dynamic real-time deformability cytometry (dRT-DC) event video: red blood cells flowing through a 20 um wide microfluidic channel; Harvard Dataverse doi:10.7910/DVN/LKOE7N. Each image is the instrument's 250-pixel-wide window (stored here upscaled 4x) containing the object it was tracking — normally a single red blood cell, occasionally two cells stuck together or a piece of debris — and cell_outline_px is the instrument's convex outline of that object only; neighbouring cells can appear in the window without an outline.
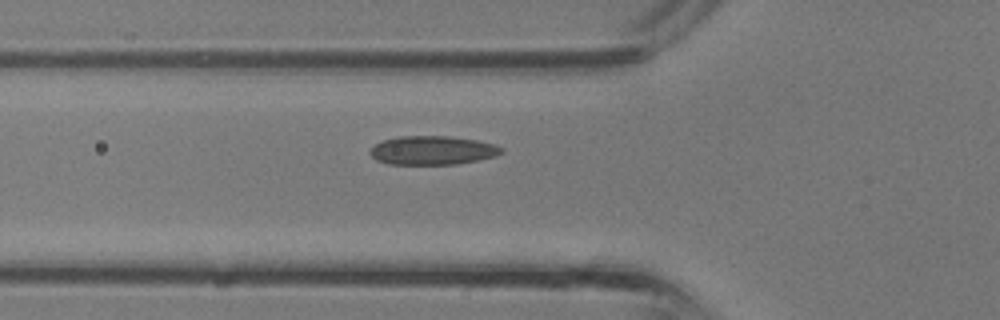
{"species": "common noctule bat (a hibernating species)", "species_latin": "Nyctalus noctula", "temperature_condition": "room temperature", "stored_images_in_passage": 25, "camera_frame_rate_fps": 3000, "um_per_image_px": 0.085, "animal": {"sex": "male", "body_mass_g": 13.3}, "frame": {"image": 1, "passage_image": 4, "time_ms": 1.0, "image_size_px": [1000, 320], "cell_outline_px": [[504, 152], [496, 156], [456, 164], [388, 164], [376, 160], [368, 152], [376, 144], [384, 140], [400, 136], [448, 136], [476, 140], [492, 144], [504, 148]], "centroid_in_image_um": [36.76, 12.78], "position_along_channel_um": 89.0, "area_um2": 21.91}}
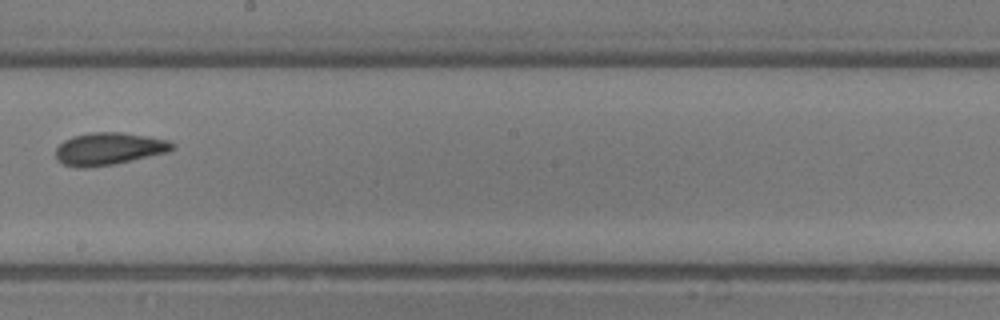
{"frame": {"image": 2, "passage_image": 12, "time_ms": 3.667, "image_size_px": [1000, 320], "cell_outline_px": [[176, 148], [168, 152], [116, 164], [88, 168], [76, 168], [64, 164], [56, 156], [56, 148], [64, 140], [72, 136], [92, 132], [120, 132], [148, 136], [168, 140], [176, 144]], "centroid_in_image_um": [9.29, 12.65], "position_along_channel_um": 238.9, "area_um2": 22.2}}
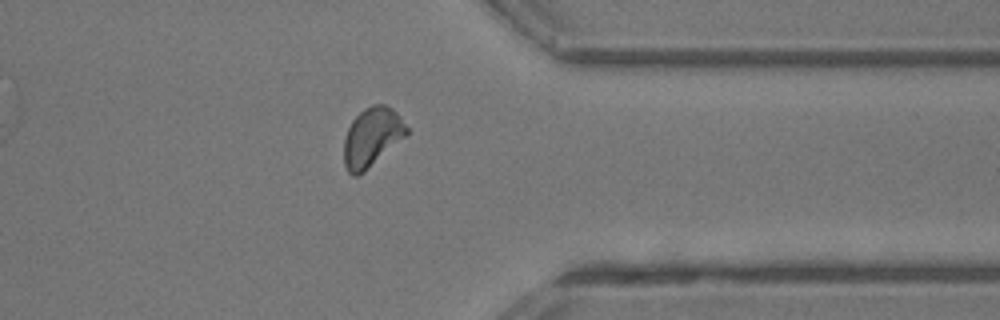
{"frame": {"image": 3, "passage_image": 20, "time_ms": 6.333, "image_size_px": [1000, 320], "cell_outline_px": [[408, 136], [364, 172], [356, 176], [352, 176], [348, 172], [344, 164], [344, 140], [348, 128], [352, 120], [364, 108], [372, 104], [384, 104], [392, 108], [400, 116], [408, 128]], "centroid_in_image_um": [31.64, 11.66], "position_along_channel_um": 379.8, "area_um2": 21.85}}